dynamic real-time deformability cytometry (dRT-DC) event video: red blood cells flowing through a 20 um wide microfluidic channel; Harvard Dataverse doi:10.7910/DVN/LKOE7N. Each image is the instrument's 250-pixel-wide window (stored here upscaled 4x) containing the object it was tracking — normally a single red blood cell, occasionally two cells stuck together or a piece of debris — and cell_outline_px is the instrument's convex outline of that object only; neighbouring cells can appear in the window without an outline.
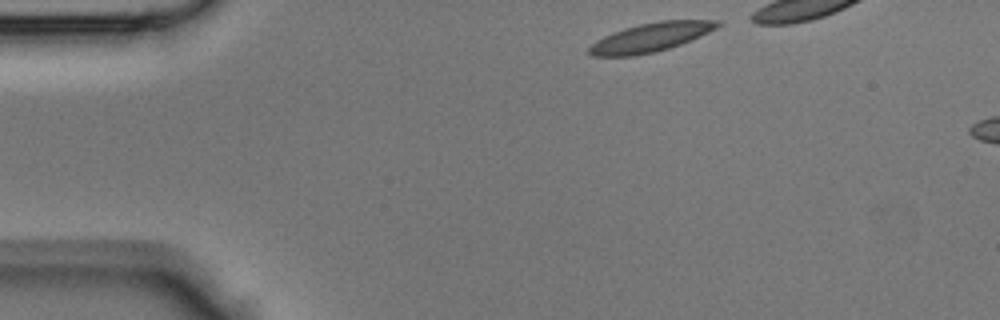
{"species": "Egyptian fruit bat (a non-hibernating species)", "species_latin": "Rousettus aegyptiacus", "temperature_condition": "room temperature", "stored_images_in_passage": 6, "camera_frame_rate_fps": 3000, "um_per_image_px": 0.085, "animal": {"sex": "male"}, "frame": {"image": 1, "passage_image": 1, "time_ms": 0.0, "image_size_px": [1000, 320], "cell_outline_px": [[724, 24], [700, 36], [680, 44], [656, 52], [636, 56], [592, 56], [588, 52], [588, 48], [596, 40], [612, 32], [624, 28], [640, 24], [660, 20], [720, 20]], "centroid_in_image_um": [55.31, 3.17], "position_along_channel_um": 29.7, "area_um2": 21.68}}